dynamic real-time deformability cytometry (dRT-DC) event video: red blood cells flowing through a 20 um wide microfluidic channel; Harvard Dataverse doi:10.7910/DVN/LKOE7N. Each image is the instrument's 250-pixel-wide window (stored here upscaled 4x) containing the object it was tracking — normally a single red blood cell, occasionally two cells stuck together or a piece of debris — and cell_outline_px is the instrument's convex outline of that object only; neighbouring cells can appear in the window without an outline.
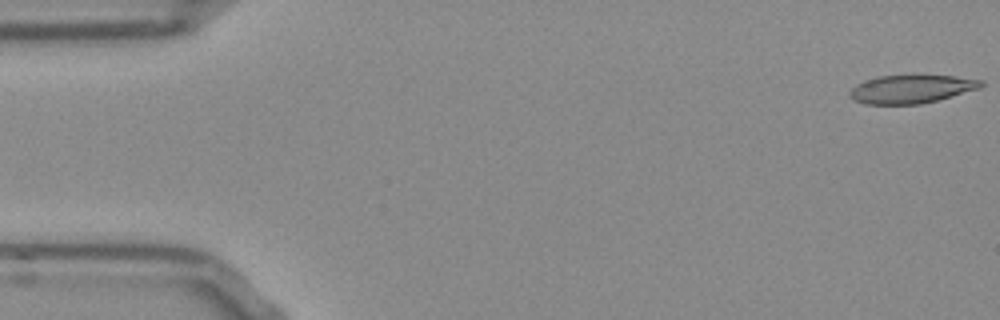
{"species": "Egyptian fruit bat (a non-hibernating species)", "species_latin": "Rousettus aegyptiacus", "temperature_condition": "room temperature", "stored_images_in_passage": 52, "camera_frame_rate_fps": 3000, "um_per_image_px": 0.085, "frame": {"image": 1, "passage_image": 1, "time_ms": 0.0, "image_size_px": [1000, 320], "cell_outline_px": [[984, 84], [980, 88], [936, 100], [920, 104], [864, 104], [856, 100], [848, 92], [856, 84], [864, 80], [876, 76], [916, 72], [952, 76], [984, 80]], "centroid_in_image_um": [77.47, 7.51], "position_along_channel_um": 7.5, "area_um2": 22.43}}
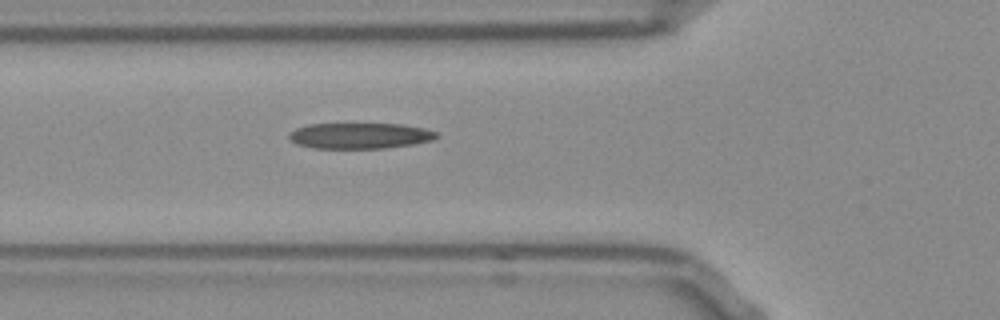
{"frame": {"image": 2, "passage_image": 18, "time_ms": 5.667, "image_size_px": [1000, 320], "cell_outline_px": [[440, 136], [432, 140], [412, 144], [384, 148], [316, 148], [296, 144], [288, 136], [296, 128], [308, 124], [404, 124], [424, 128], [436, 132]], "centroid_in_image_um": [30.62, 11.53], "position_along_channel_um": 95.2, "area_um2": 22.02}}
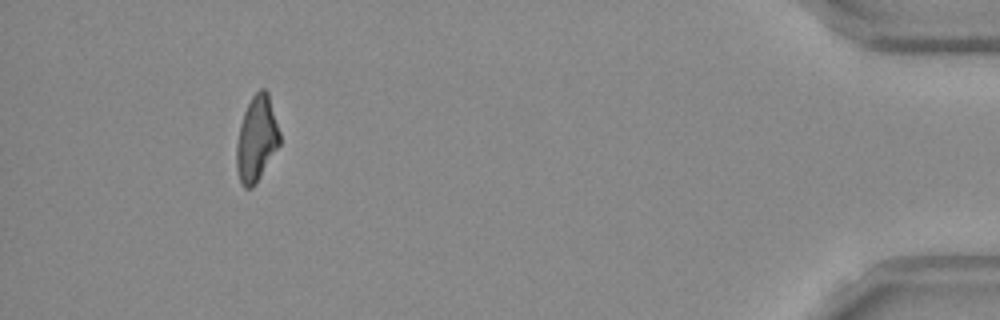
{"frame": {"image": 3, "passage_image": 48, "time_ms": 15.667, "image_size_px": [1000, 320], "cell_outline_px": [[280, 144], [256, 184], [252, 188], [244, 188], [240, 180], [236, 168], [236, 144], [240, 124], [244, 112], [252, 96], [260, 88], [264, 88], [268, 92], [280, 132]], "centroid_in_image_um": [21.81, 11.8], "position_along_channel_um": 413.4, "area_um2": 21.56}, "authors_computed_cell_mechanics": {"area_um2": 22.3397, "velocity_mm_per_s": 3.8651, "shape_relaxation_time_tau1_ms": null, "shape_relaxation_time_tau2_ms": 2.6392, "deformation_change_tau1": null, "deformation_change_tau2": 0.1205}}